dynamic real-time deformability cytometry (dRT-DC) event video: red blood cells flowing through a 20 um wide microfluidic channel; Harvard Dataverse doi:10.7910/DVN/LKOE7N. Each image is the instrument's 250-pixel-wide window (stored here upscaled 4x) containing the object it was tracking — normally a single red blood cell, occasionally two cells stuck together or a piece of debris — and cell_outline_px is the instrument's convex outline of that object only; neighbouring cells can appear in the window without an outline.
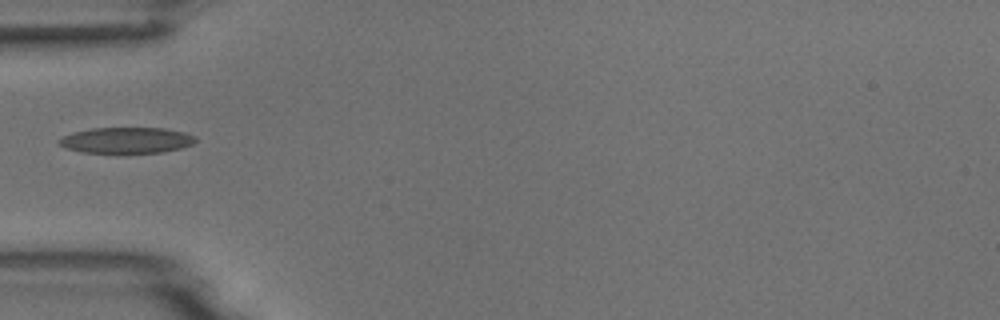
{"species": "common noctule bat (a hibernating species)", "species_latin": "Nyctalus noctula", "temperature_condition": "room temperature", "stored_images_in_passage": 5, "camera_frame_rate_fps": 3000, "um_per_image_px": 0.085, "animal": {"sex": "male", "body_mass_g": 18.8}, "frame": {"image": 1, "passage_image": 4, "time_ms": 4.333, "image_size_px": [1000, 320], "cell_outline_px": [[196, 140], [192, 144], [180, 148], [160, 152], [80, 152], [64, 148], [56, 140], [72, 132], [92, 128], [164, 128], [184, 132], [196, 136]], "centroid_in_image_um": [10.72, 11.91], "position_along_channel_um": 74.3, "area_um2": 20.46}}